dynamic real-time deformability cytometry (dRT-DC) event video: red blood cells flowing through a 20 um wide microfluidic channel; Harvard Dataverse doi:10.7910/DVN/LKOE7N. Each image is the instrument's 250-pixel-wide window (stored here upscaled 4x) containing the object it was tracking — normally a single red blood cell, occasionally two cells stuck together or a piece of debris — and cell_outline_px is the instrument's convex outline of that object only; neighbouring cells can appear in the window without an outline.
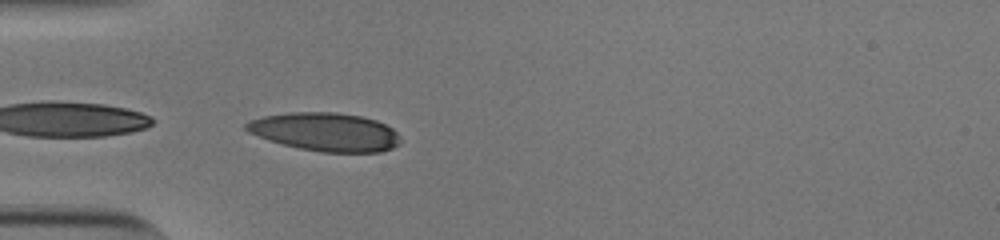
{"species": "human", "species_latin": "Homo sapiens", "temperature_condition": "cold", "stored_images_in_passage": 36, "camera_frame_rate_fps": 3000, "um_per_image_px": 0.085, "donor": {"sex": "male"}, "frame": {"image": 1, "passage_image": 1, "time_ms": 0.0, "image_size_px": [1000, 240], "cell_outline_px": [[400, 144], [392, 148], [380, 152], [320, 152], [300, 148], [268, 140], [248, 132], [244, 128], [244, 124], [252, 120], [264, 116], [292, 112], [336, 112], [360, 116], [376, 120], [392, 128], [396, 132], [400, 140]], "centroid_in_image_um": [27.66, 11.21], "position_along_channel_um": 57.3, "area_um2": 34.33}}
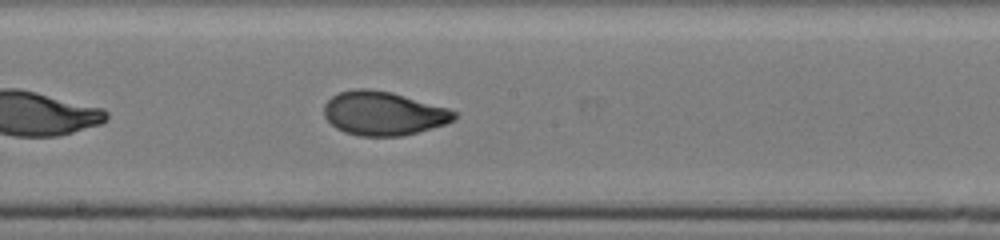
{"frame": {"image": 2, "passage_image": 14, "time_ms": 4.333, "image_size_px": [1000, 240], "cell_outline_px": [[456, 116], [452, 120], [444, 124], [416, 132], [400, 136], [360, 136], [344, 132], [336, 128], [324, 116], [324, 104], [332, 96], [340, 92], [356, 88], [368, 88], [392, 92], [448, 108], [456, 112]], "centroid_in_image_um": [32.55, 9.63], "position_along_channel_um": 215.6, "area_um2": 33.06}}
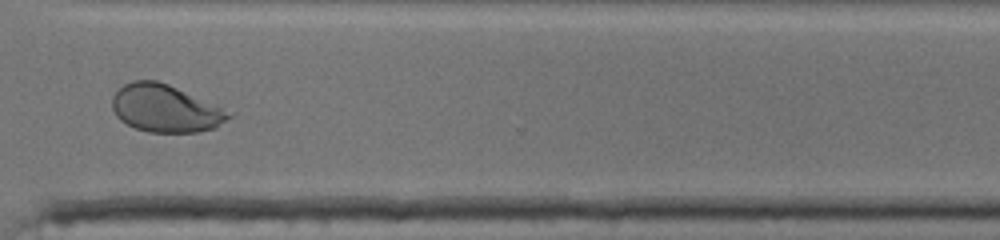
{"frame": {"image": 3, "passage_image": 25, "time_ms": 8.0, "image_size_px": [1000, 240], "cell_outline_px": [[236, 112], [232, 116], [216, 128], [200, 132], [148, 132], [136, 128], [120, 120], [116, 116], [112, 108], [112, 96], [124, 84], [132, 80], [156, 80], [168, 84]], "centroid_in_image_um": [14.11, 9.22], "position_along_channel_um": 356.5, "area_um2": 32.6}, "authors_computed_cell_mechanics": {"area_um2": 33.5818, "velocity_mm_per_s": 3.8342, "shape_relaxation_time_tau1_ms": 4.4105, "shape_relaxation_time_tau2_ms": 1.2587, "deformation_change_tau1": 0.1859, "deformation_change_tau2": 0.0419}}